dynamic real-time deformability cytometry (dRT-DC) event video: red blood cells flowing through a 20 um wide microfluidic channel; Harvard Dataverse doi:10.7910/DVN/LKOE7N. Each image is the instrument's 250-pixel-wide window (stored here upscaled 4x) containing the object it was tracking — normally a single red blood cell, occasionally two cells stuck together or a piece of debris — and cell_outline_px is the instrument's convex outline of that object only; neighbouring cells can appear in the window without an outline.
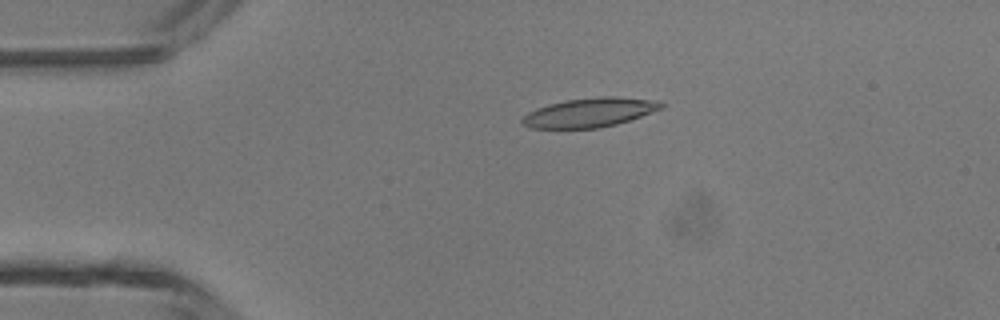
{"species": "common noctule bat (a hibernating species)", "species_latin": "Nyctalus noctula", "temperature_condition": "room temperature", "stored_images_in_passage": 47, "camera_frame_rate_fps": 3000, "um_per_image_px": 0.085, "animal": {"sex": "male", "body_mass_g": 13.3}, "frame": {"image": 1, "passage_image": 10, "time_ms": 3.0, "image_size_px": [1000, 320], "cell_outline_px": [[664, 108], [616, 124], [600, 128], [532, 128], [524, 124], [520, 120], [528, 112], [536, 108], [548, 104], [568, 100], [600, 96], [612, 96], [660, 100], [664, 104]], "centroid_in_image_um": [50.15, 9.55], "position_along_channel_um": 34.8, "area_um2": 23.58}}
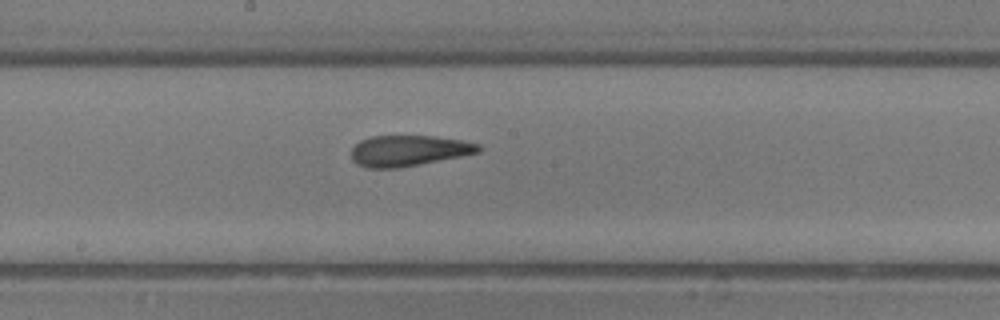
{"frame": {"image": 2, "passage_image": 25, "time_ms": 8.0, "image_size_px": [1000, 320], "cell_outline_px": [[480, 152], [420, 164], [396, 168], [368, 168], [356, 164], [352, 160], [352, 148], [360, 140], [372, 136], [436, 136], [464, 140], [480, 144]], "centroid_in_image_um": [34.73, 12.8], "position_along_channel_um": 213.5, "area_um2": 22.83}}
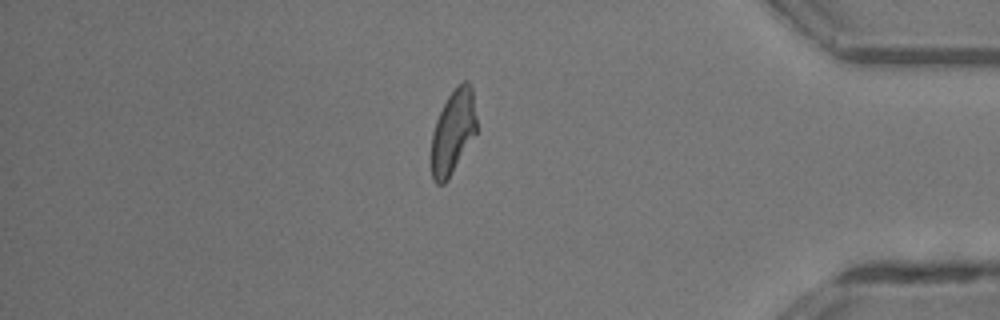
{"frame": {"image": 3, "passage_image": 40, "time_ms": 13.0, "image_size_px": [1000, 320], "cell_outline_px": [[476, 132], [448, 180], [444, 184], [436, 184], [432, 180], [432, 132], [436, 120], [448, 96], [456, 84], [464, 80], [468, 80], [472, 88], [476, 116]], "centroid_in_image_um": [38.5, 11.18], "position_along_channel_um": 396.7, "area_um2": 22.08}, "authors_computed_cell_mechanics": {"area_um2": 23.0622, "velocity_mm_per_s": 4.3728, "shape_relaxation_time_tau1_ms": 5.1055, "shape_relaxation_time_tau2_ms": 2.0057, "deformation_change_tau1": 0.2194, "deformation_change_tau2": 0.1213}}